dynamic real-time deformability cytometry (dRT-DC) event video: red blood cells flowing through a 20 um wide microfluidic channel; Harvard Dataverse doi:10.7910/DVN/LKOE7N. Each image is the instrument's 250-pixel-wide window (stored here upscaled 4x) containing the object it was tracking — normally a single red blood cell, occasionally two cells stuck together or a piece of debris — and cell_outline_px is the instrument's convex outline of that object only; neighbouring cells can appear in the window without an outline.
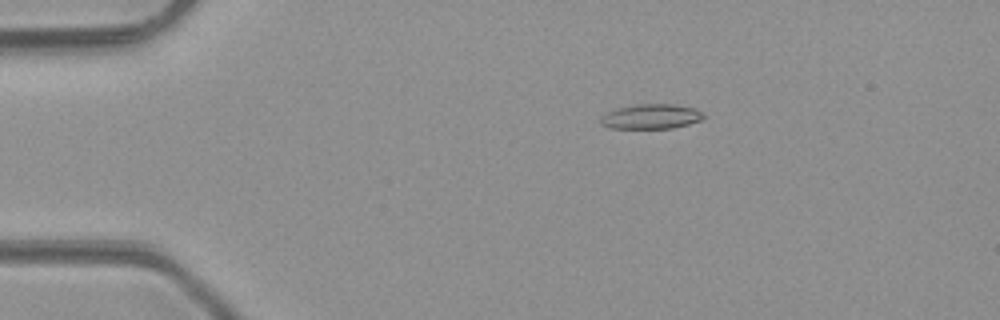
{"species": "common noctule bat (a hibernating species)", "species_latin": "Nyctalus noctula", "temperature_condition": "room temperature", "stored_images_in_passage": 38, "camera_frame_rate_fps": 3000, "um_per_image_px": 0.085, "animal": {"sex": "male", "body_mass_g": 23.1, "forearm_length_mm": 52.7}, "frame": {"image": 1, "passage_image": 6, "time_ms": 1.667, "image_size_px": [1000, 320], "cell_outline_px": [[704, 116], [700, 120], [688, 124], [672, 128], [608, 128], [600, 124], [600, 116], [616, 108], [636, 104], [676, 104], [696, 108], [704, 112]], "centroid_in_image_um": [55.33, 9.89], "position_along_channel_um": 29.7, "area_um2": 15.03}}
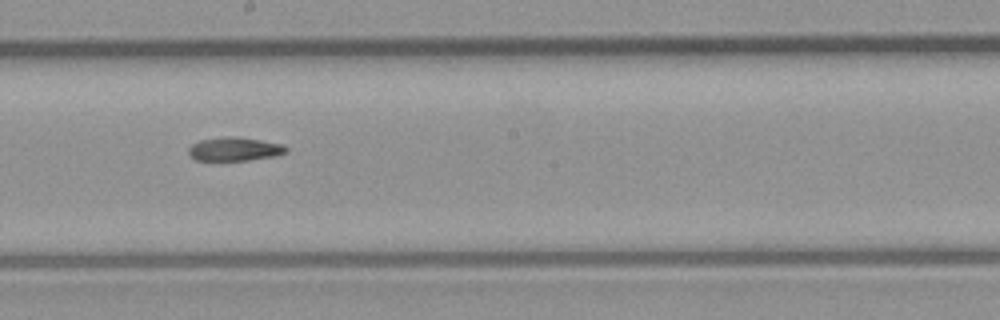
{"frame": {"image": 2, "passage_image": 24, "time_ms": 7.667, "image_size_px": [1000, 320], "cell_outline_px": [[288, 148], [284, 152], [276, 156], [248, 160], [196, 160], [188, 156], [188, 148], [192, 144], [200, 140], [228, 136], [260, 140], [284, 144]], "centroid_in_image_um": [19.91, 12.68], "position_along_channel_um": 228.3, "area_um2": 13.35}}
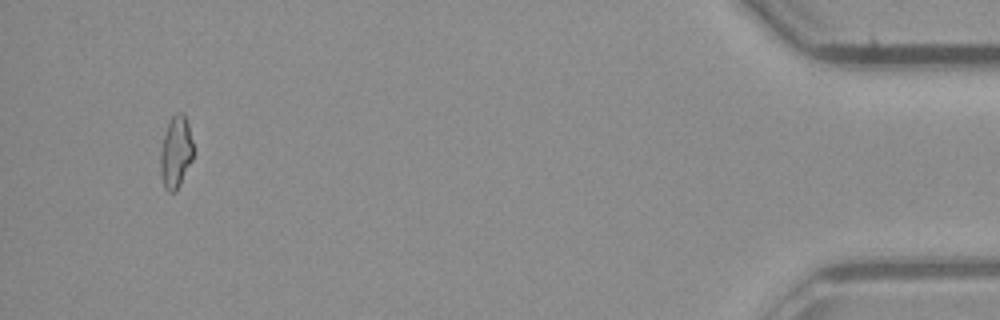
{"frame": {"image": 3, "passage_image": 38, "time_ms": 1680.667, "image_size_px": [1000, 320], "cell_outline_px": [[192, 160], [176, 192], [168, 192], [164, 188], [160, 172], [160, 152], [164, 136], [168, 124], [172, 116], [176, 112], [184, 112], [188, 124], [192, 140]], "centroid_in_image_um": [14.93, 12.94], "position_along_channel_um": 420.3, "area_um2": 13.76}, "authors_computed_cell_mechanics": {"area_um2": 14.1032, "velocity_mm_per_s": 4.2891, "shape_relaxation_time_tau1_ms": null, "shape_relaxation_time_tau2_ms": 5.4238, "deformation_change_tau1": null, "deformation_change_tau2": 0.1465}}